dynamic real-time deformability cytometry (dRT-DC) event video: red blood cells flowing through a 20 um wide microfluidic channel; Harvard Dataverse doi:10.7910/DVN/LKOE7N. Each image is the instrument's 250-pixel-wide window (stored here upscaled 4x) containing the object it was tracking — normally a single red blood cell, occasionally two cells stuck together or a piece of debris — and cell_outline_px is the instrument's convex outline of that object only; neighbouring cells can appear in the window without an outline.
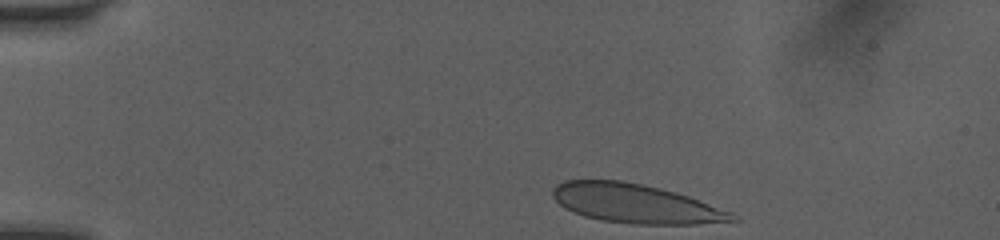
{"species": "human", "species_latin": "Homo sapiens", "temperature_condition": "room temperature", "stored_images_in_passage": 37, "camera_frame_rate_fps": 3000, "um_per_image_px": 0.085, "donor": {"sex": "female"}, "frame": {"image": 1, "passage_image": 1, "time_ms": 0.0, "image_size_px": [1000, 240], "cell_outline_px": [[740, 220], [696, 224], [636, 224], [600, 220], [584, 216], [564, 208], [552, 196], [552, 188], [556, 184], [564, 180], [620, 180], [644, 184], [676, 192], [688, 196], [732, 212], [740, 216]], "centroid_in_image_um": [54.02, 17.3], "position_along_channel_um": 31.0, "area_um2": 40.98}}
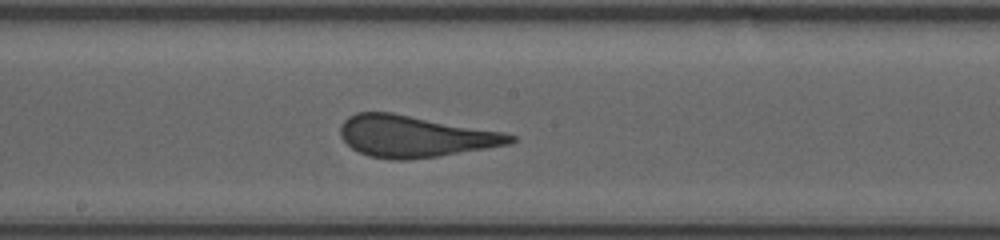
{"frame": {"image": 2, "passage_image": 20, "time_ms": 6.333, "image_size_px": [1000, 240], "cell_outline_px": [[516, 140], [508, 144], [440, 156], [408, 160], [392, 160], [368, 156], [352, 148], [340, 136], [340, 124], [348, 116], [356, 112], [392, 112], [500, 132], [516, 136]], "centroid_in_image_um": [35.19, 11.59], "position_along_channel_um": 213.0, "area_um2": 40.86}}
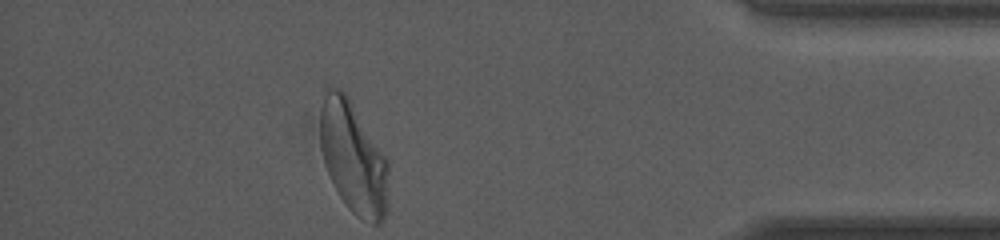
{"frame": {"image": 3, "passage_image": 37, "time_ms": 12.0, "image_size_px": [1000, 240], "cell_outline_px": [[388, 208], [384, 220], [376, 224], [372, 224], [360, 220], [348, 208], [340, 196], [324, 164], [320, 148], [320, 108], [324, 88], [340, 88], [348, 96], [388, 160]], "centroid_in_image_um": [30.03, 13.41], "position_along_channel_um": 405.2, "area_um2": 44.97}, "authors_computed_cell_mechanics": {"area_um2": 41.5582, "velocity_mm_per_s": 4.0394, "shape_relaxation_time_tau1_ms": 5.9994, "shape_relaxation_time_tau2_ms": null, "deformation_change_tau1": 0.1969, "deformation_change_tau2": null}}